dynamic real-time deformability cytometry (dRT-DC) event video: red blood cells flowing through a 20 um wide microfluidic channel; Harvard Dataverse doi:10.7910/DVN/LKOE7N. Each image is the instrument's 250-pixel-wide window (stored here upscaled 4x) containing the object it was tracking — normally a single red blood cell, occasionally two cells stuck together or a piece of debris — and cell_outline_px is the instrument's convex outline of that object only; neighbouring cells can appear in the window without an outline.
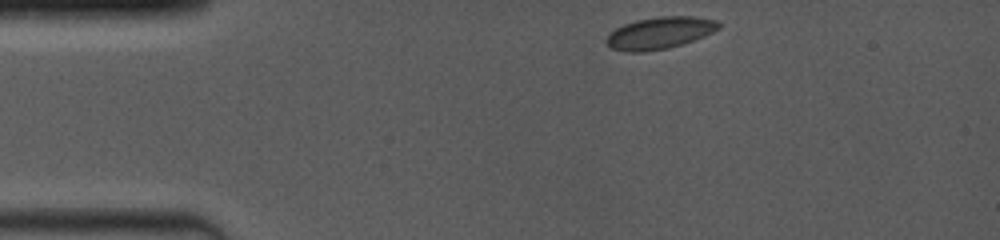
{"species": "common noctule bat (a hibernating species)", "species_latin": "Nyctalus noctula", "temperature_condition": "room temperature", "stored_images_in_passage": 3, "camera_frame_rate_fps": 4000, "um_per_image_px": 0.085, "animal": {"sex": "female", "body_mass_g": 19.0, "forearm_length_mm": 53.3}, "frame": {"image": 1, "passage_image": 1, "time_ms": 0.0, "image_size_px": [1000, 240], "cell_outline_px": [[720, 28], [704, 36], [668, 48], [644, 52], [624, 52], [612, 48], [604, 40], [616, 28], [624, 24], [636, 20], [660, 16], [692, 16], [716, 20], [720, 24]], "centroid_in_image_um": [56.06, 2.8], "position_along_channel_um": 28.9, "area_um2": 20.75}}